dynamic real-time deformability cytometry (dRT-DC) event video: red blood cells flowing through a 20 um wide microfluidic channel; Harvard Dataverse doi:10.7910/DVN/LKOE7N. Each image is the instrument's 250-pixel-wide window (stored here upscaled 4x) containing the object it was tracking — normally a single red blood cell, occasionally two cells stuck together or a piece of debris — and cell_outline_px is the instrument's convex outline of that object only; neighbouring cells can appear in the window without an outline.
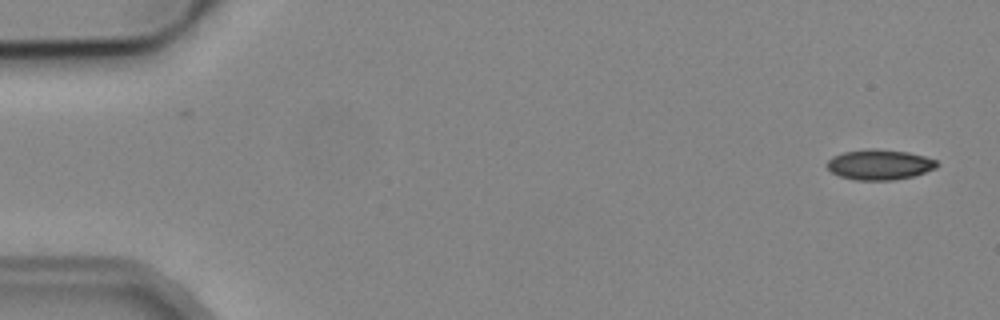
{"species": "common noctule bat (a hibernating species)", "species_latin": "Nyctalus noctula", "temperature_condition": "cold", "stored_images_in_passage": 5, "camera_frame_rate_fps": 3000, "um_per_image_px": 0.085, "animal": {"sex": "male", "body_mass_g": 19.2, "forearm_length_mm": 51.8}, "frame": {"image": 1, "passage_image": 5, "time_ms": 5.333, "image_size_px": [1000, 320], "cell_outline_px": [[940, 164], [936, 168], [912, 176], [892, 180], [856, 180], [840, 176], [832, 172], [824, 164], [832, 156], [844, 152], [868, 148], [876, 148], [908, 152], [924, 156], [936, 160]], "centroid_in_image_um": [74.74, 13.98], "position_along_channel_um": 10.3, "area_um2": 19.48}}